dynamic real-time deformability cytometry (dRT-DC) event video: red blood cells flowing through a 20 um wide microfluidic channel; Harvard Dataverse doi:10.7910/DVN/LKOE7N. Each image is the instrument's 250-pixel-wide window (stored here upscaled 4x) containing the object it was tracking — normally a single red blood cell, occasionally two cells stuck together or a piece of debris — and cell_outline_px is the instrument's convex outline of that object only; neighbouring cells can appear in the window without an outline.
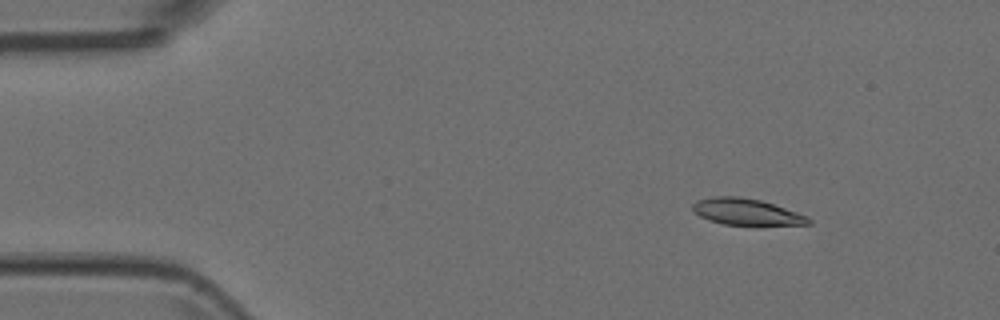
{"species": "Egyptian fruit bat (a non-hibernating species)", "species_latin": "Rousettus aegyptiacus", "temperature_condition": "room temperature", "stored_images_in_passage": 3, "camera_frame_rate_fps": 3000, "um_per_image_px": 0.085, "animal": {"sex": "female"}, "frame": {"image": 1, "passage_image": 1, "time_ms": 0.0, "image_size_px": [1000, 320], "cell_outline_px": [[812, 224], [756, 228], [724, 224], [708, 220], [700, 216], [692, 208], [692, 204], [696, 200], [712, 196], [736, 196], [760, 200], [808, 216], [812, 220]], "centroid_in_image_um": [63.51, 18.07], "position_along_channel_um": 21.5, "area_um2": 18.73}}